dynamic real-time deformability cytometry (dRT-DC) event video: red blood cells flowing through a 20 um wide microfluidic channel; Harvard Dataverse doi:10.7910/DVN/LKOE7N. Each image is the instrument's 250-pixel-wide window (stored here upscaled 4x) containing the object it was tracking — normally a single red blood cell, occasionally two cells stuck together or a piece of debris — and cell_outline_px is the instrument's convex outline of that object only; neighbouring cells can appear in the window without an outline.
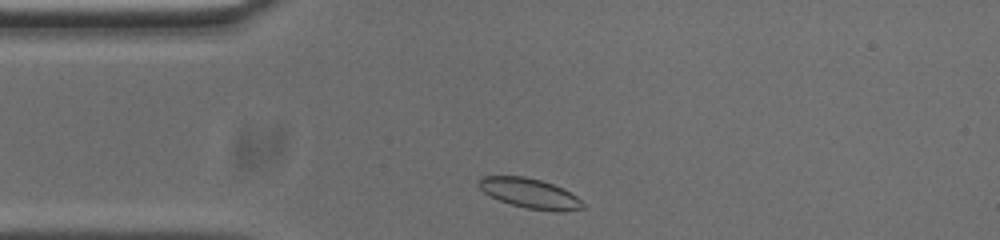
{"species": "common noctule bat (a hibernating species)", "species_latin": "Nyctalus noctula", "temperature_condition": "cold", "stored_images_in_passage": 34, "camera_frame_rate_fps": 3000, "um_per_image_px": 0.085, "animal": {"sex": "male", "body_mass_g": 20.0, "forearm_length_mm": 53.3}, "frame": {"image": 1, "passage_image": 2, "time_ms": 0.333, "image_size_px": [1000, 240], "cell_outline_px": [[584, 208], [564, 212], [552, 212], [528, 208], [512, 204], [500, 200], [484, 192], [480, 188], [480, 176], [524, 176], [540, 180], [564, 188], [576, 196], [584, 204]], "centroid_in_image_um": [45.09, 16.44], "position_along_channel_um": 39.9, "area_um2": 17.98}}
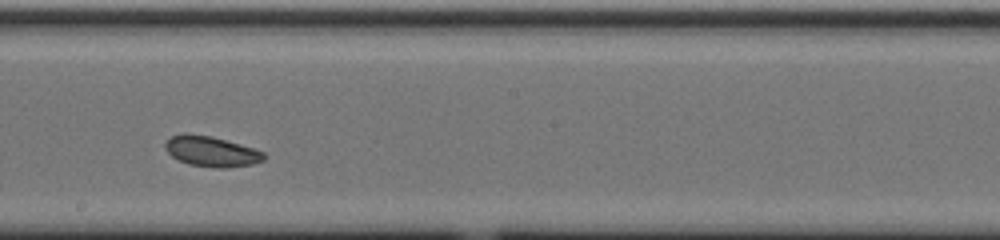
{"frame": {"image": 2, "passage_image": 19, "time_ms": 6.0, "image_size_px": [1000, 240], "cell_outline_px": [[264, 160], [252, 164], [224, 168], [216, 168], [188, 164], [172, 156], [164, 148], [164, 144], [172, 136], [184, 132], [212, 136], [256, 148], [264, 152]], "centroid_in_image_um": [17.97, 12.86], "position_along_channel_um": 230.2, "area_um2": 17.57}}
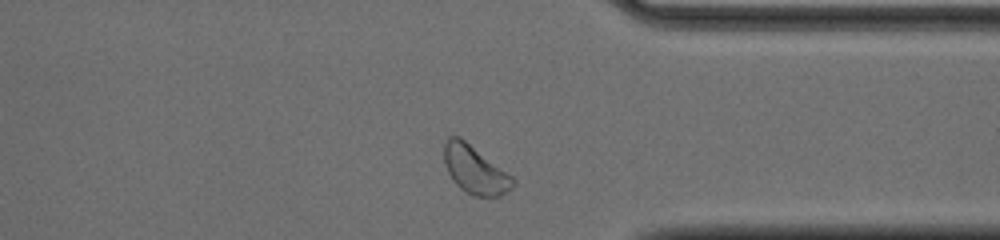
{"frame": {"image": 3, "passage_image": 31, "time_ms": 10.0, "image_size_px": [1000, 240], "cell_outline_px": [[516, 184], [512, 188], [500, 196], [472, 196], [460, 188], [456, 184], [448, 172], [444, 164], [444, 144], [448, 136], [460, 136], [512, 176], [516, 180]], "centroid_in_image_um": [40.37, 14.43], "position_along_channel_um": 371.0, "area_um2": 19.25}, "authors_computed_cell_mechanics": {"area_um2": 17.629, "velocity_mm_per_s": 3.6853, "shape_relaxation_time_tau1_ms": 10.4239, "shape_relaxation_time_tau2_ms": 9.2994, "deformation_change_tau1": 0.1127, "deformation_change_tau2": 0.1384}}